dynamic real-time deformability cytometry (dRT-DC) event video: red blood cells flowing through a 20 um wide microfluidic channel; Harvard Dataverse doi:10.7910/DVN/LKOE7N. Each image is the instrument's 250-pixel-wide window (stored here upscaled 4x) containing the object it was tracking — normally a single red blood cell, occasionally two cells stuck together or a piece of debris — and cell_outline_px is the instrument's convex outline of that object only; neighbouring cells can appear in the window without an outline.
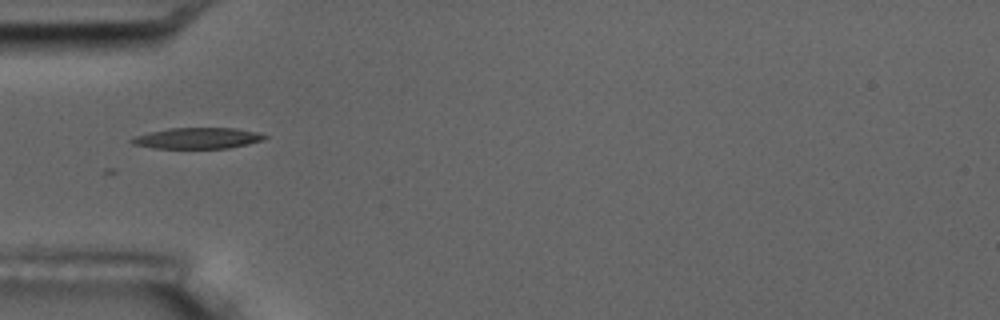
{"species": "common noctule bat (a hibernating species)", "species_latin": "Nyctalus noctula", "temperature_condition": "room temperature", "stored_images_in_passage": 1, "camera_frame_rate_fps": 3000, "um_per_image_px": 0.085, "animal": {"sex": "male", "body_mass_g": 17.5, "forearm_length_mm": 52.3}, "frame": {"image": 1, "passage_image": 1, "time_ms": 0.0, "image_size_px": [1000, 320], "cell_outline_px": [[268, 136], [260, 140], [248, 144], [228, 148], [152, 148], [132, 144], [128, 140], [136, 136], [148, 132], [168, 128], [232, 128], [256, 132]], "centroid_in_image_um": [16.71, 11.75], "position_along_channel_um": 68.3, "area_um2": 16.13}}